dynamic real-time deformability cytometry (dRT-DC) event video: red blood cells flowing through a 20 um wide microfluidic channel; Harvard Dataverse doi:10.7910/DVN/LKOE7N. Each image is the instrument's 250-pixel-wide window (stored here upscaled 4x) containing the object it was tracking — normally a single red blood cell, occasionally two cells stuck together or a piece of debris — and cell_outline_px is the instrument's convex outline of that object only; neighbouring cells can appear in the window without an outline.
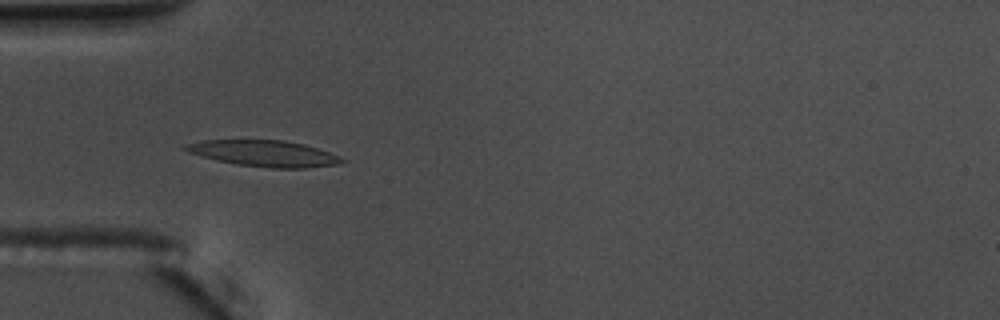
{"species": "common noctule bat (a hibernating species)", "species_latin": "Nyctalus noctula", "temperature_condition": "warm", "stored_images_in_passage": 51, "camera_frame_rate_fps": 3000, "um_per_image_px": 0.085, "animal": {"sex": "male", "body_mass_g": 17.5, "forearm_length_mm": 52.3}, "frame": {"image": 1, "passage_image": 13, "time_ms": 4.0, "image_size_px": [1000, 320], "cell_outline_px": [[348, 160], [336, 164], [304, 168], [272, 168], [236, 164], [216, 160], [188, 152], [180, 148], [184, 144], [204, 140], [284, 140], [304, 144], [328, 152]], "centroid_in_image_um": [22.4, 13.03], "position_along_channel_um": 62.6, "area_um2": 23.7}}
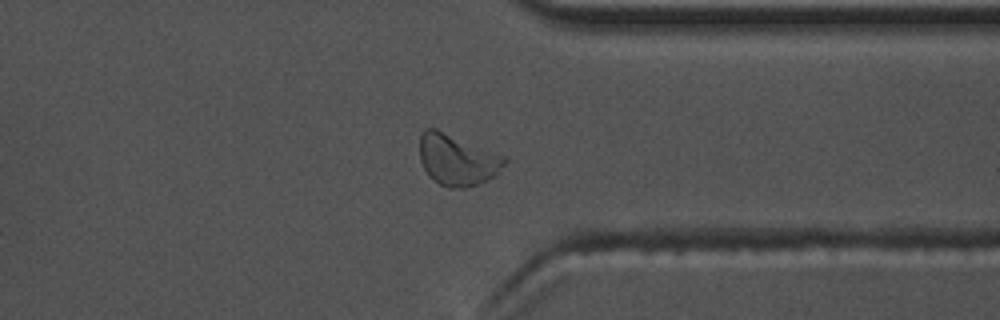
{"frame": {"image": 2, "passage_image": 39, "time_ms": 12.667, "image_size_px": [1000, 320], "cell_outline_px": [[508, 160], [496, 176], [476, 184], [464, 188], [448, 188], [432, 180], [428, 176], [420, 160], [420, 136], [424, 128], [436, 128], [504, 156]], "centroid_in_image_um": [38.84, 13.59], "position_along_channel_um": 372.6, "area_um2": 25.32}}
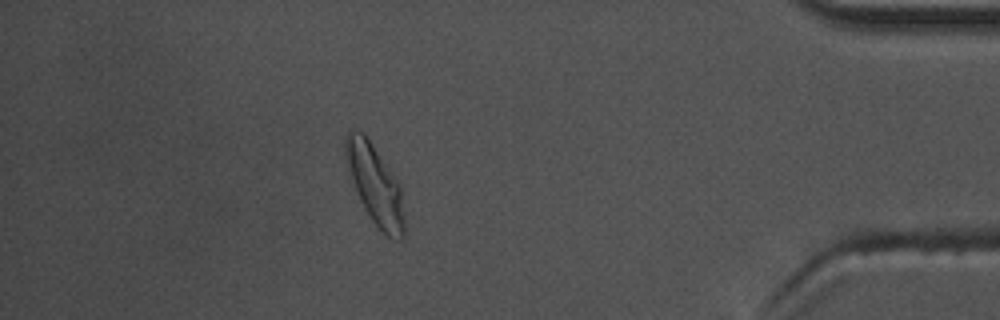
{"frame": {"image": 3, "passage_image": 45, "time_ms": 14.667, "image_size_px": [1000, 320], "cell_outline_px": [[404, 236], [400, 240], [392, 240], [372, 220], [364, 208], [356, 192], [344, 160], [344, 140], [348, 128], [352, 128], [364, 132], [400, 184], [404, 220]], "centroid_in_image_um": [31.83, 15.63], "position_along_channel_um": 403.4, "area_um2": 27.4}, "authors_computed_cell_mechanics": {"area_um2": 23.2356, "velocity_mm_per_s": 3.6266, "shape_relaxation_time_tau1_ms": 7.1257, "shape_relaxation_time_tau2_ms": 2.4199, "deformation_change_tau1": 0.1966, "deformation_change_tau2": 0.0914}}